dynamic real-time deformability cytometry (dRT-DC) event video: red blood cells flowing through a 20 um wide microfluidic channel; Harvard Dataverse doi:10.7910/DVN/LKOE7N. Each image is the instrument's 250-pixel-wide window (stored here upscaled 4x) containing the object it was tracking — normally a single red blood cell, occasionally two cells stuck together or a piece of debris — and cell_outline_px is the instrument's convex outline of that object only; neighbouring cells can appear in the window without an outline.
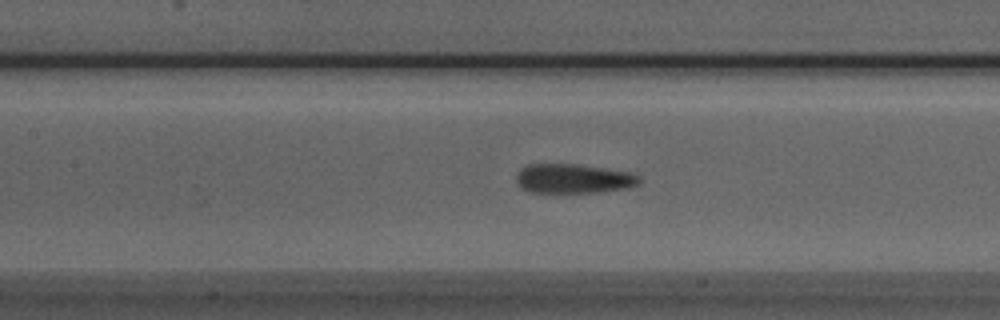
{"species": "Egyptian fruit bat (a non-hibernating species)", "species_latin": "Rousettus aegyptiacus", "temperature_condition": "room temperature", "stored_images_in_passage": 28, "camera_frame_rate_fps": 3000, "um_per_image_px": 0.085, "animal": {"sex": "male"}, "frame": {"image": 1, "passage_image": 19, "time_ms": 6.0, "image_size_px": [1000, 320], "cell_outline_px": [[640, 180], [636, 184], [628, 188], [596, 192], [532, 192], [520, 188], [516, 180], [516, 176], [520, 168], [528, 164], [580, 164], [632, 172], [640, 176]], "centroid_in_image_um": [48.73, 15.17], "position_along_channel_um": 158.7, "area_um2": 21.15}}
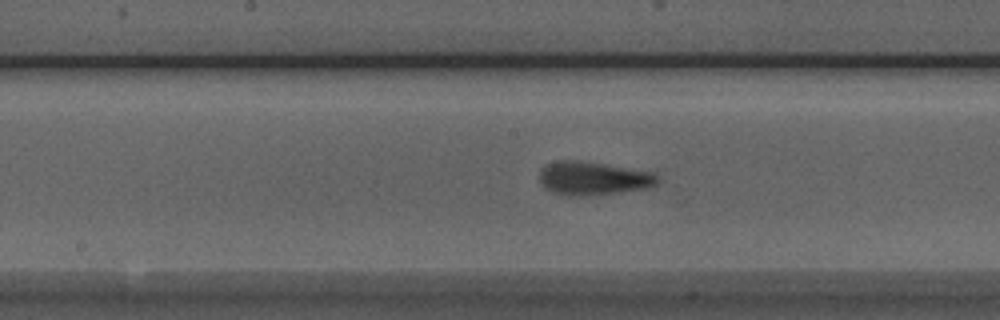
{"frame": {"image": 2, "passage_image": 22, "time_ms": 7.0, "image_size_px": [1000, 320], "cell_outline_px": [[660, 180], [656, 184], [648, 188], [616, 192], [580, 196], [568, 196], [552, 192], [544, 188], [540, 180], [540, 172], [544, 164], [560, 160], [576, 160], [604, 164], [652, 172]], "centroid_in_image_um": [50.37, 15.15], "position_along_channel_um": 197.8, "area_um2": 22.83}}
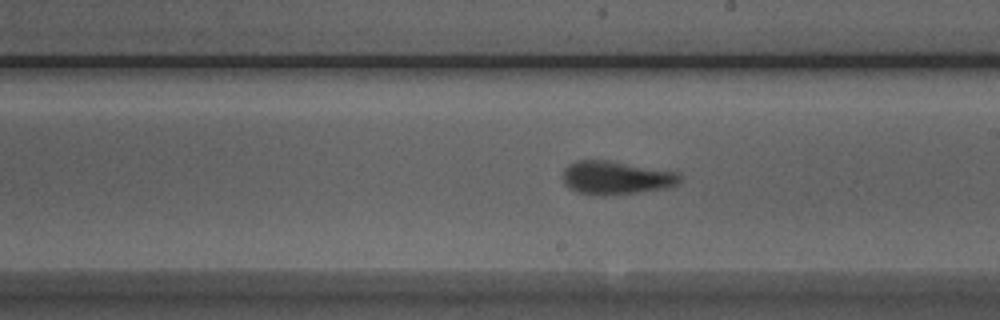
{"frame": {"image": 3, "passage_image": 25, "time_ms": 8.0, "image_size_px": [1000, 320], "cell_outline_px": [[680, 180], [676, 184], [668, 188], [604, 196], [596, 196], [576, 192], [568, 188], [564, 184], [564, 168], [568, 164], [576, 160], [608, 160], [680, 172]], "centroid_in_image_um": [52.34, 15.11], "position_along_channel_um": 236.7, "area_um2": 23.0}}